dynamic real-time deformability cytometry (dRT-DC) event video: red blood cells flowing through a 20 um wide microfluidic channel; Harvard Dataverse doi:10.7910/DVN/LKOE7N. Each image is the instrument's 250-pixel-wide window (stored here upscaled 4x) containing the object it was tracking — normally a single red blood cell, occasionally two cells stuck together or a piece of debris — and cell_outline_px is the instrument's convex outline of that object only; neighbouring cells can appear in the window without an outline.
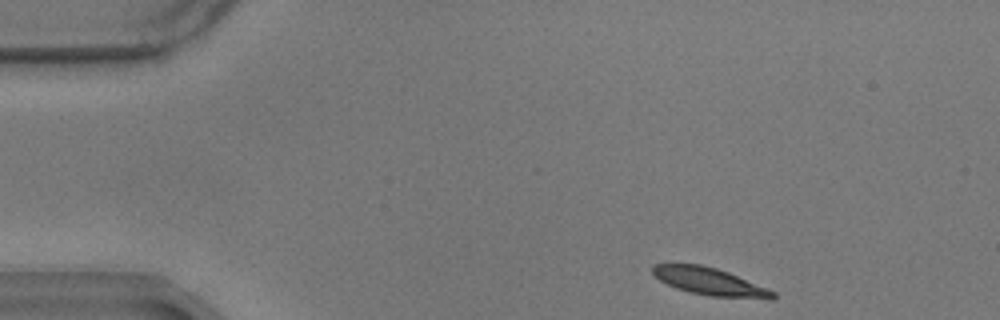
{"species": "common noctule bat (a hibernating species)", "species_latin": "Nyctalus noctula", "temperature_condition": "warm", "stored_images_in_passage": 17, "camera_frame_rate_fps": 3000, "um_per_image_px": 0.085, "animal": {"sex": "male", "body_mass_g": 17.9}, "frame": {"image": 1, "passage_image": 1, "time_ms": 0.0, "image_size_px": [1000, 320], "cell_outline_px": [[776, 296], [772, 300], [712, 296], [688, 292], [676, 288], [660, 280], [652, 272], [652, 264], [700, 264], [716, 268], [728, 272], [776, 292]], "centroid_in_image_um": [60.35, 23.94], "position_along_channel_um": 24.6, "area_um2": 19.19}}
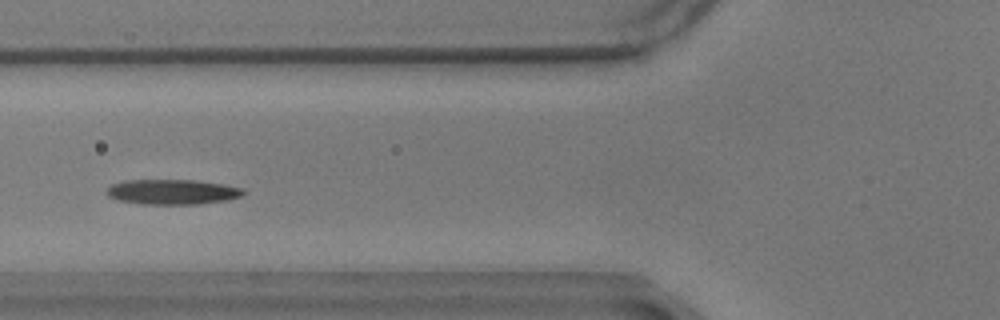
{"frame": {"image": 2, "passage_image": 15, "time_ms": 4.667, "image_size_px": [1000, 320], "cell_outline_px": [[248, 192], [240, 196], [228, 200], [196, 204], [140, 204], [116, 200], [108, 196], [104, 192], [112, 184], [124, 180], [196, 180], [224, 184], [244, 188]], "centroid_in_image_um": [14.65, 16.31], "position_along_channel_um": 111.1, "area_um2": 20.23}}